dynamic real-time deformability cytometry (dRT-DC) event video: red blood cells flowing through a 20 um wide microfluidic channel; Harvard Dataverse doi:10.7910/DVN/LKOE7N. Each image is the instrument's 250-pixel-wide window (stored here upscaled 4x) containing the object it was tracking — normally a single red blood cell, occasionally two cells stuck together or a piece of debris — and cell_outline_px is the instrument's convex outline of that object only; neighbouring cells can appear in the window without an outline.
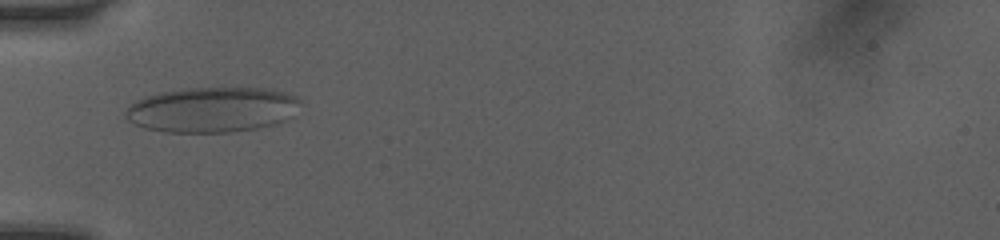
{"species": "human", "species_latin": "Homo sapiens", "temperature_condition": "room temperature", "stored_images_in_passage": 1, "camera_frame_rate_fps": 3000, "um_per_image_px": 0.085, "donor": {"sex": "female"}, "frame": {"image": 1, "passage_image": 1, "time_ms": 0.0, "image_size_px": [1000, 240], "cell_outline_px": [[300, 100], [292, 116], [284, 120], [272, 124], [256, 128], [232, 132], [164, 132], [144, 128], [128, 120], [124, 116], [124, 112], [136, 100], [144, 96], [160, 92], [180, 88], [272, 88], [296, 96]], "centroid_in_image_um": [18.0, 9.31], "position_along_channel_um": 67.0, "area_um2": 46.12}}